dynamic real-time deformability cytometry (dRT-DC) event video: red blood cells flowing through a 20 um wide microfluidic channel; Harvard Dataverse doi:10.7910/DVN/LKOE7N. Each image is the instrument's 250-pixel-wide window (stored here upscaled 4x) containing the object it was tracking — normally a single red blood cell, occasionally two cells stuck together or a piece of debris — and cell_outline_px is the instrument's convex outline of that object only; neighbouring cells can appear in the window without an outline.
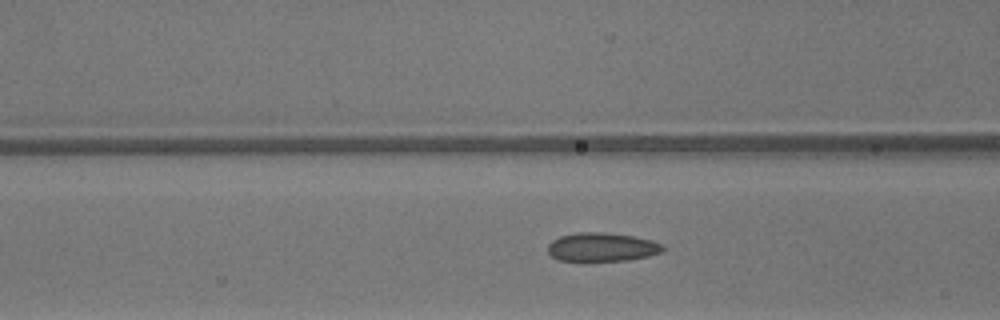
{"species": "common noctule bat (a hibernating species)", "species_latin": "Nyctalus noctula", "temperature_condition": "warm", "stored_images_in_passage": 50, "camera_frame_rate_fps": 3000, "um_per_image_px": 0.085, "animal": {"sex": "male", "body_mass_g": 13.3}, "frame": {"image": 1, "passage_image": 21, "time_ms": 6.667, "image_size_px": [1000, 320], "cell_outline_px": [[664, 248], [660, 252], [648, 256], [628, 260], [560, 260], [552, 256], [548, 252], [548, 244], [552, 240], [560, 236], [580, 232], [600, 232], [632, 236], [652, 240], [664, 244]], "centroid_in_image_um": [51.17, 20.99], "position_along_channel_um": 115.4, "area_um2": 18.96}}
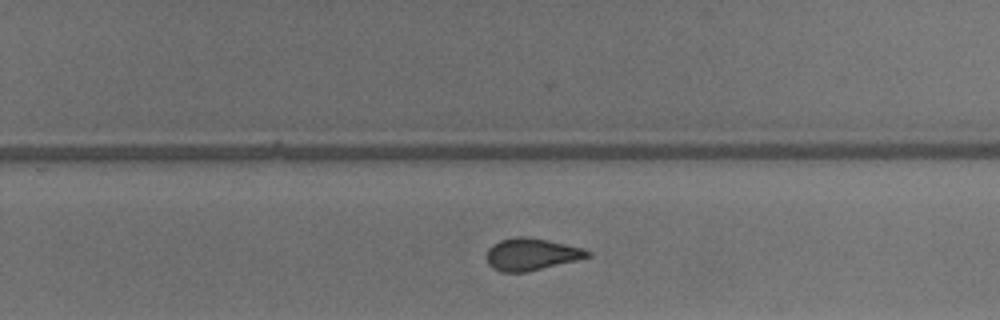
{"frame": {"image": 2, "passage_image": 33, "time_ms": 10.667, "image_size_px": [1000, 320], "cell_outline_px": [[592, 256], [528, 272], [500, 272], [492, 268], [488, 264], [488, 248], [492, 244], [500, 240], [516, 236], [524, 236], [548, 240], [584, 248], [592, 252]], "centroid_in_image_um": [45.18, 21.61], "position_along_channel_um": 284.6, "area_um2": 18.96}}
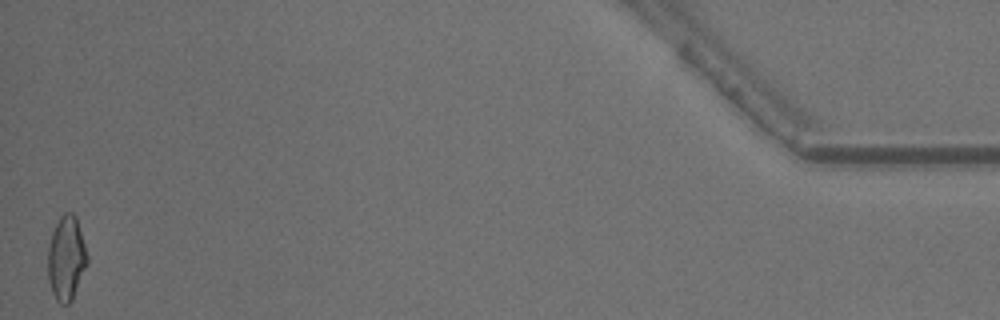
{"frame": {"image": 3, "passage_image": 50, "time_ms": 16.333, "image_size_px": [1000, 320], "cell_outline_px": [[88, 264], [72, 300], [68, 304], [60, 304], [56, 300], [52, 292], [48, 280], [48, 248], [52, 232], [60, 216], [64, 212], [72, 212], [76, 216], [88, 256]], "centroid_in_image_um": [5.64, 21.96], "position_along_channel_um": 429.6, "area_um2": 19.48}, "authors_computed_cell_mechanics": {"area_um2": 19.1896, "velocity_mm_per_s": 4.2287, "shape_relaxation_time_tau1_ms": 11.3754, "shape_relaxation_time_tau2_ms": 1.5949, "deformation_change_tau1": 0.2158, "deformation_change_tau2": 0.0817}}